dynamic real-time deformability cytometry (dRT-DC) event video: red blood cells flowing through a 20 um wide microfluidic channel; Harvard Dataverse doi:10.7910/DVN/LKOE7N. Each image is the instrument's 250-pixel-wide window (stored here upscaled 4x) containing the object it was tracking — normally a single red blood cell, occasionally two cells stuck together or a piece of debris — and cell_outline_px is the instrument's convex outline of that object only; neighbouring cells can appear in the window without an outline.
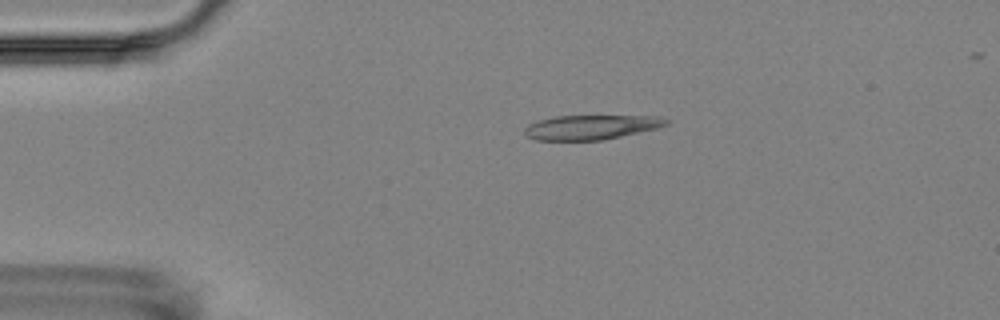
{"species": "Egyptian fruit bat (a non-hibernating species)", "species_latin": "Rousettus aegyptiacus", "temperature_condition": "room temperature", "stored_images_in_passage": 6, "camera_frame_rate_fps": 3000, "um_per_image_px": 0.085, "animal": {"sex": "female"}, "frame": {"image": 1, "passage_image": 6, "time_ms": 6.667, "image_size_px": [1000, 320], "cell_outline_px": [[668, 124], [656, 128], [604, 140], [536, 140], [524, 136], [524, 128], [528, 124], [536, 120], [556, 116], [660, 116], [668, 120]], "centroid_in_image_um": [50.18, 10.81], "position_along_channel_um": 34.8, "area_um2": 20.29}}